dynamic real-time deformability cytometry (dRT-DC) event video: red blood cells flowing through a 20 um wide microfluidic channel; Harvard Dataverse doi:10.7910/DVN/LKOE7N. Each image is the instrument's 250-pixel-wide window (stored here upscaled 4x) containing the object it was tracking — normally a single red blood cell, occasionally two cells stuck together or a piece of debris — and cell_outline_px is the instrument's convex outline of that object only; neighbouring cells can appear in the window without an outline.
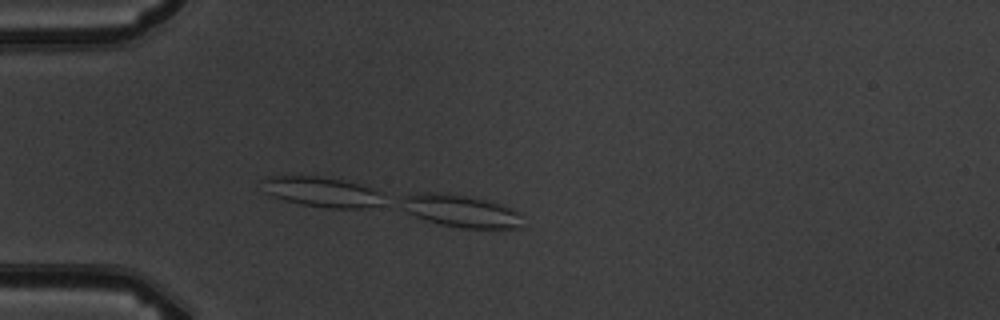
{"species": "common noctule bat (a hibernating species)", "species_latin": "Nyctalus noctula", "temperature_condition": "warm", "stored_images_in_passage": 6, "camera_frame_rate_fps": 3000, "um_per_image_px": 0.085, "animal": {"sex": "male", "body_mass_g": 19.5, "forearm_length_mm": 54.6}, "frame": {"image": 1, "passage_image": 4, "time_ms": 3.667, "image_size_px": [1000, 320], "cell_outline_px": [[520, 228], [460, 228], [440, 224], [416, 216], [408, 212], [404, 208], [400, 196], [416, 192], [448, 192], [488, 200], [508, 208], [516, 212], [520, 224]], "centroid_in_image_um": [39.07, 17.9], "position_along_channel_um": 45.9, "area_um2": 22.54}}
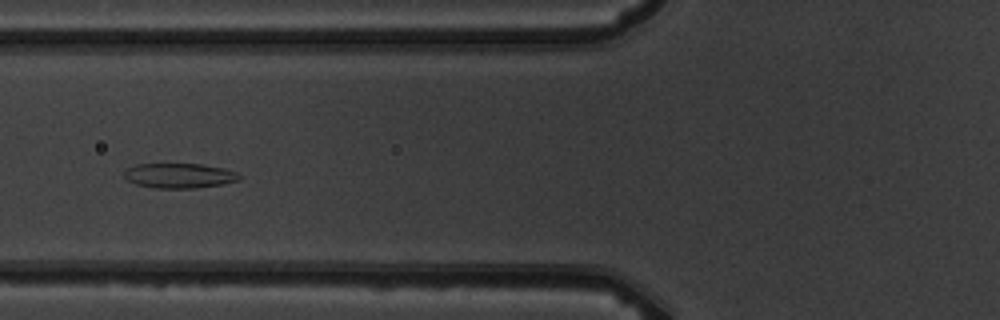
{"frame": {"image": 2, "passage_image": 6, "time_ms": 6.0, "image_size_px": [1000, 320], "cell_outline_px": [[240, 176], [236, 180], [224, 184], [196, 188], [156, 188], [136, 184], [128, 180], [124, 176], [124, 172], [128, 168], [136, 164], [200, 164], [224, 168], [236, 172]], "centroid_in_image_um": [15.23, 14.93], "position_along_channel_um": 110.6, "area_um2": 16.53}}